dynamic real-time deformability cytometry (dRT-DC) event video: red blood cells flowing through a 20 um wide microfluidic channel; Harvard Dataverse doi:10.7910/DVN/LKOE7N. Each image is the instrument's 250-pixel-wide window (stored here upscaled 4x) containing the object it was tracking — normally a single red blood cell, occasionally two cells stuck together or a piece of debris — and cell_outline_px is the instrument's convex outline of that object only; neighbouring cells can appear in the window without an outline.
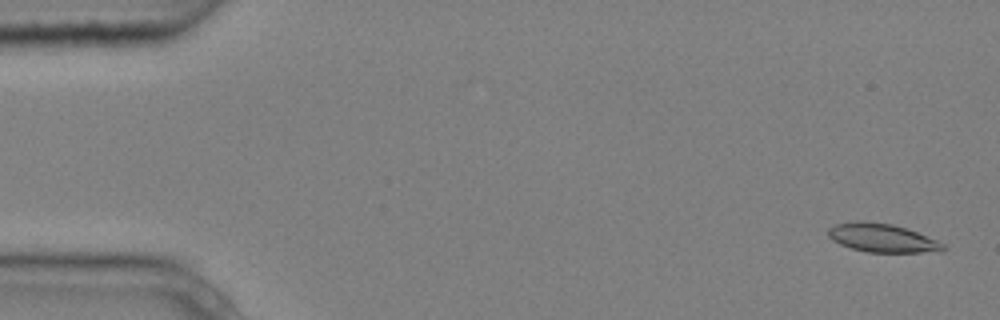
{"species": "common noctule bat (a hibernating species)", "species_latin": "Nyctalus noctula", "temperature_condition": "cold", "stored_images_in_passage": 4, "camera_frame_rate_fps": 3000, "um_per_image_px": 0.085, "animal": {"sex": "male", "body_mass_g": 20.4}, "frame": {"image": 1, "passage_image": 1, "time_ms": 0.0, "image_size_px": [1000, 320], "cell_outline_px": [[944, 252], [868, 252], [852, 248], [840, 244], [832, 240], [828, 236], [828, 228], [836, 224], [856, 220], [864, 220], [892, 224], [908, 228], [936, 240], [944, 244]], "centroid_in_image_um": [74.98, 20.21], "position_along_channel_um": 10.0, "area_um2": 19.25}}
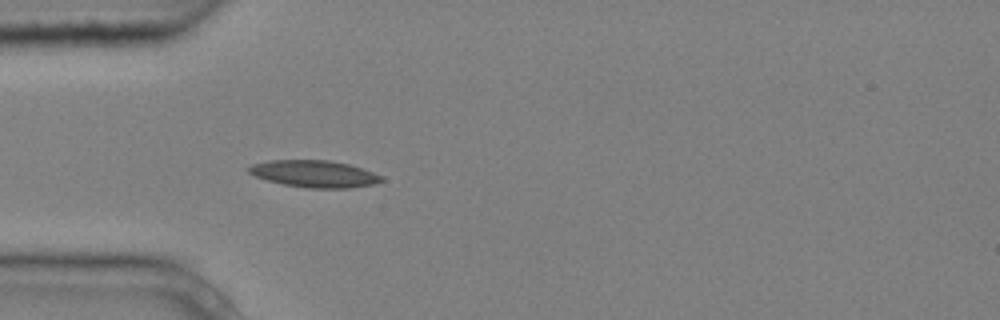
{"frame": {"image": 2, "passage_image": 4, "time_ms": 1.0, "image_size_px": [1000, 320], "cell_outline_px": [[384, 180], [372, 184], [348, 188], [308, 188], [284, 184], [268, 180], [256, 176], [248, 172], [248, 168], [252, 164], [272, 160], [328, 160], [348, 164], [384, 176]], "centroid_in_image_um": [26.73, 14.77], "position_along_channel_um": 58.3, "area_um2": 20.58}}